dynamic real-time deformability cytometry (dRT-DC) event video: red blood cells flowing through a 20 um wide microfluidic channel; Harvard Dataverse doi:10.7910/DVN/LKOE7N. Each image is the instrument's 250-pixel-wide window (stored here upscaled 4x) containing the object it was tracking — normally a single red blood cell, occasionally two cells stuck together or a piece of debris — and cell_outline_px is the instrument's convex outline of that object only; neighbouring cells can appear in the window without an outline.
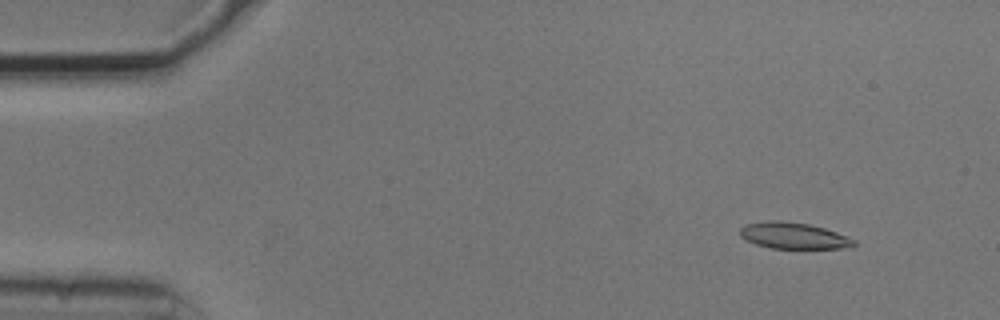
{"species": "common noctule bat (a hibernating species)", "species_latin": "Nyctalus noctula", "temperature_condition": "cold", "stored_images_in_passage": 55, "camera_frame_rate_fps": 3000, "um_per_image_px": 0.085, "animal": {"sex": "male", "body_mass_g": 20.5, "forearm_length_mm": 52.5}, "frame": {"image": 1, "passage_image": 6, "time_ms": 1.667, "image_size_px": [1000, 320], "cell_outline_px": [[856, 244], [852, 248], [772, 248], [756, 244], [740, 236], [740, 228], [744, 224], [768, 220], [780, 220], [808, 224], [824, 228], [836, 232], [856, 240]], "centroid_in_image_um": [67.46, 20.02], "position_along_channel_um": 17.5, "area_um2": 17.46}}
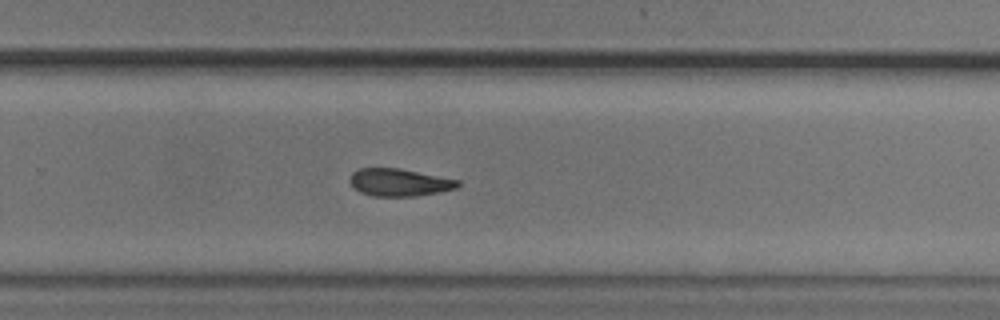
{"frame": {"image": 2, "passage_image": 36, "time_ms": 11.667, "image_size_px": [1000, 320], "cell_outline_px": [[460, 184], [456, 188], [440, 192], [416, 196], [372, 196], [360, 192], [348, 180], [352, 172], [360, 168], [400, 168], [460, 180]], "centroid_in_image_um": [33.95, 15.5], "position_along_channel_um": 295.9, "area_um2": 17.34}}
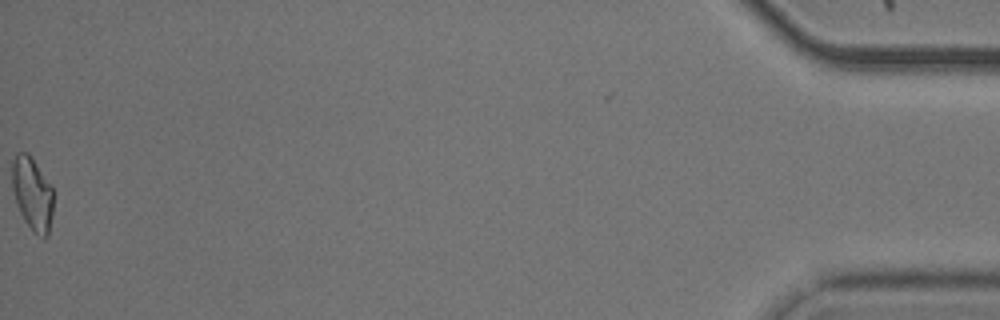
{"frame": {"image": 3, "passage_image": 55, "time_ms": 18.0, "image_size_px": [1000, 320], "cell_outline_px": [[52, 216], [48, 236], [44, 240], [32, 232], [24, 220], [16, 204], [12, 188], [12, 160], [16, 152], [28, 152], [52, 188]], "centroid_in_image_um": [2.73, 16.51], "position_along_channel_um": 432.5, "area_um2": 17.69}, "authors_computed_cell_mechanics": {"area_um2": 17.918, "velocity_mm_per_s": 3.7381, "shape_relaxation_time_tau1_ms": 8.5216, "shape_relaxation_time_tau2_ms": null, "deformation_change_tau1": 0.1746, "deformation_change_tau2": null}}